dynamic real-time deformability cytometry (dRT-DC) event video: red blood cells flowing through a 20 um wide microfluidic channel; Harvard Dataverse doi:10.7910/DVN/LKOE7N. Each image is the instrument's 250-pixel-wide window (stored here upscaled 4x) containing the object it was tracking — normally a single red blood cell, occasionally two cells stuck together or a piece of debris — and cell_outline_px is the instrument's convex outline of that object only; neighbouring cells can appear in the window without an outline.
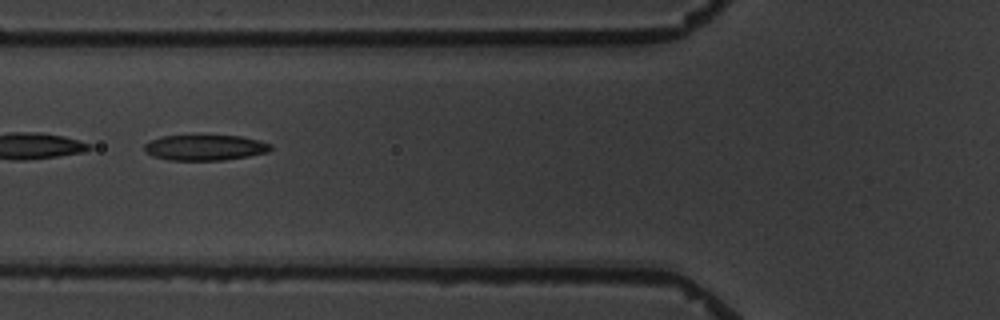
{"species": "common noctule bat (a hibernating species)", "species_latin": "Nyctalus noctula", "temperature_condition": "warm", "stored_images_in_passage": 6, "camera_frame_rate_fps": 3000, "um_per_image_px": 0.085, "animal": {"sex": "male", "body_mass_g": 19.5, "forearm_length_mm": 54.6}, "frame": {"image": 1, "passage_image": 3, "time_ms": 2.333, "image_size_px": [1000, 320], "cell_outline_px": [[272, 148], [268, 152], [248, 156], [224, 160], [168, 160], [152, 156], [144, 152], [144, 144], [160, 136], [240, 136], [260, 140], [272, 144]], "centroid_in_image_um": [17.42, 12.55], "position_along_channel_um": 108.4, "area_um2": 18.84}}
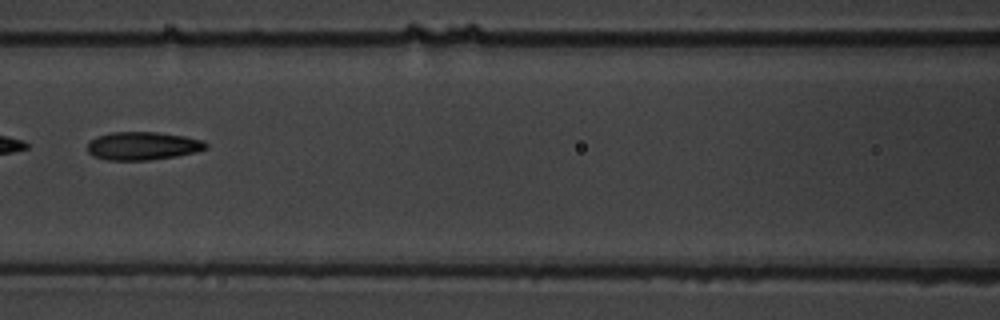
{"frame": {"image": 2, "passage_image": 4, "time_ms": 3.667, "image_size_px": [1000, 320], "cell_outline_px": [[208, 148], [196, 152], [176, 156], [148, 160], [104, 160], [92, 156], [88, 152], [88, 144], [96, 136], [112, 132], [156, 132], [184, 136], [204, 140], [208, 144]], "centroid_in_image_um": [12.14, 12.4], "position_along_channel_um": 154.5, "area_um2": 19.54}}
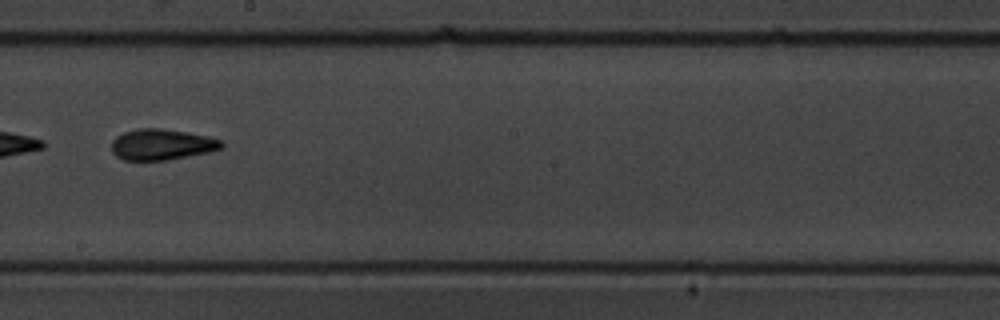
{"frame": {"image": 3, "passage_image": 6, "time_ms": 6.0, "image_size_px": [1000, 320], "cell_outline_px": [[224, 144], [220, 148], [208, 152], [168, 160], [124, 160], [116, 156], [112, 152], [112, 140], [116, 136], [124, 132], [140, 128], [156, 128], [184, 132], [208, 136], [220, 140]], "centroid_in_image_um": [13.71, 12.29], "position_along_channel_um": 234.5, "area_um2": 19.59}}